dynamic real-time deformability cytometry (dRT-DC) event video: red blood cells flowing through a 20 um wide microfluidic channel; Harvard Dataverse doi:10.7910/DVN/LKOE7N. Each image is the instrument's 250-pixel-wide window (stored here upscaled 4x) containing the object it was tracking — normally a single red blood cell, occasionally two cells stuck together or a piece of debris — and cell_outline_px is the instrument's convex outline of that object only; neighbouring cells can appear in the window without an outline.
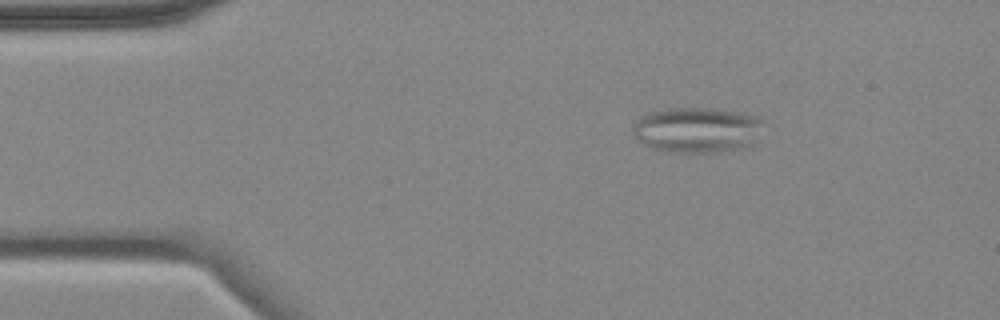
{"species": "common noctule bat (a hibernating species)", "species_latin": "Nyctalus noctula", "temperature_condition": "cold", "stored_images_in_passage": 4, "camera_frame_rate_fps": 3000, "um_per_image_px": 0.085, "animal": {"sex": "female", "body_mass_g": 18.4}, "frame": {"image": 1, "passage_image": 2, "time_ms": 2.333, "image_size_px": [1000, 320], "cell_outline_px": [[760, 120], [752, 144], [740, 148], [716, 152], [664, 152], [652, 148], [636, 140], [632, 136], [632, 128], [636, 120], [640, 116], [652, 112], [668, 108], [712, 108], [740, 112], [760, 116]], "centroid_in_image_um": [59.14, 11.04], "position_along_channel_um": 25.9, "area_um2": 34.39}}